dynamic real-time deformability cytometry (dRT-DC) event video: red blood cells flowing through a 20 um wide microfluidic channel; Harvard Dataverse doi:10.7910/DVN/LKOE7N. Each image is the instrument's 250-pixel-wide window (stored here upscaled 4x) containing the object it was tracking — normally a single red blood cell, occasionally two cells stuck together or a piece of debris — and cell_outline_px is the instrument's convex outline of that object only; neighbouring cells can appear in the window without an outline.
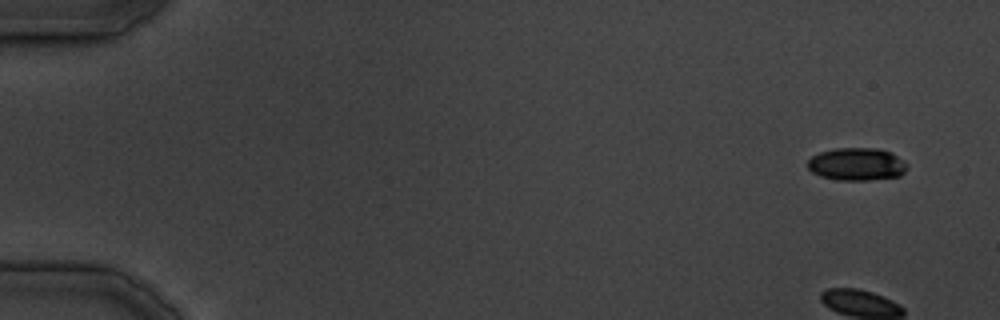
{"species": "common noctule bat (a hibernating species)", "species_latin": "Nyctalus noctula", "temperature_condition": "cold", "stored_images_in_passage": 38, "camera_frame_rate_fps": 3000, "um_per_image_px": 0.085, "animal": {"sex": "male", "body_mass_g": 19.5, "forearm_length_mm": 54.6}, "frame": {"image": 1, "passage_image": 1, "time_ms": 0.0, "image_size_px": [1000, 320], "cell_outline_px": [[908, 168], [900, 176], [868, 180], [836, 180], [820, 176], [812, 172], [808, 168], [808, 160], [812, 156], [820, 152], [836, 148], [880, 148], [892, 152], [904, 160], [908, 164]], "centroid_in_image_um": [72.86, 13.95], "position_along_channel_um": 12.1, "area_um2": 19.19}}
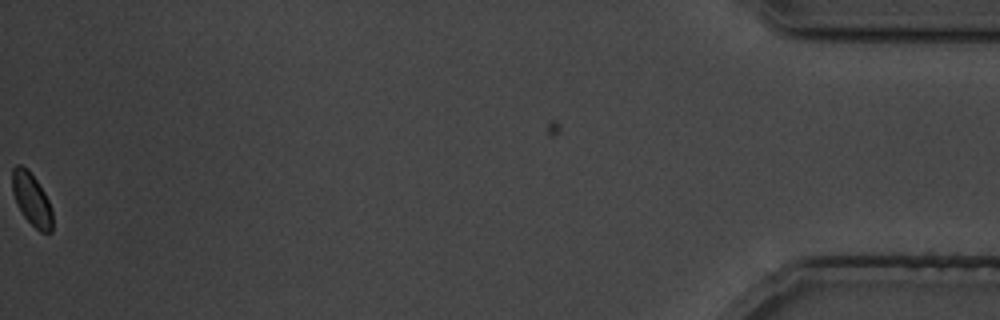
{"frame": {"image": 2, "passage_image": 38, "time_ms": 45.333, "image_size_px": [1000, 320], "cell_outline_px": [[52, 232], [40, 232], [24, 216], [16, 204], [12, 192], [12, 168], [16, 164], [20, 164], [28, 168], [44, 192], [48, 200], [52, 212]], "centroid_in_image_um": [2.66, 16.91], "position_along_channel_um": 432.5, "area_um2": 12.31}}